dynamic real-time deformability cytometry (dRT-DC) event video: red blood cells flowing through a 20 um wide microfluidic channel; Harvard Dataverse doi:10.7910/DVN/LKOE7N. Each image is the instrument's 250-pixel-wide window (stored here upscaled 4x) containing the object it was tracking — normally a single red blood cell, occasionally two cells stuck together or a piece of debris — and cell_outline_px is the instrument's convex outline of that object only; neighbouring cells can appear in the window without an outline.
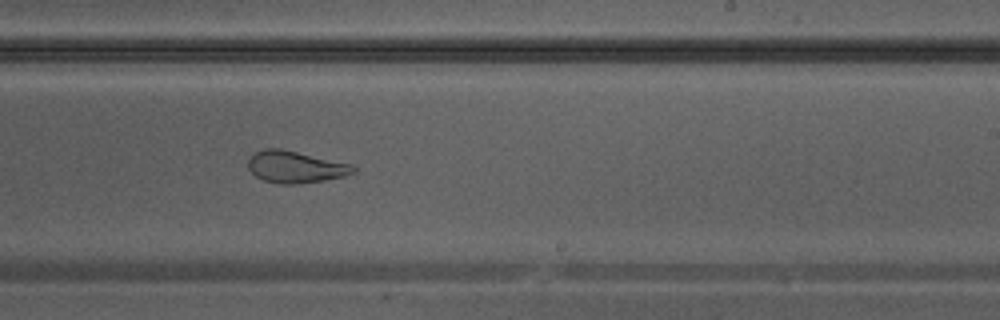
{"species": "Egyptian fruit bat (a non-hibernating species)", "species_latin": "Rousettus aegyptiacus", "temperature_condition": "warm", "stored_images_in_passage": 36, "camera_frame_rate_fps": 3000, "um_per_image_px": 0.085, "animal": {"sex": "male"}, "frame": {"image": 1, "passage_image": 26, "time_ms": 8.333, "image_size_px": [1000, 320], "cell_outline_px": [[356, 172], [344, 176], [324, 180], [292, 184], [280, 184], [264, 180], [256, 176], [248, 168], [248, 160], [256, 152], [264, 148], [280, 148], [352, 164], [356, 168]], "centroid_in_image_um": [25.12, 14.18], "position_along_channel_um": 263.9, "area_um2": 19.36}}